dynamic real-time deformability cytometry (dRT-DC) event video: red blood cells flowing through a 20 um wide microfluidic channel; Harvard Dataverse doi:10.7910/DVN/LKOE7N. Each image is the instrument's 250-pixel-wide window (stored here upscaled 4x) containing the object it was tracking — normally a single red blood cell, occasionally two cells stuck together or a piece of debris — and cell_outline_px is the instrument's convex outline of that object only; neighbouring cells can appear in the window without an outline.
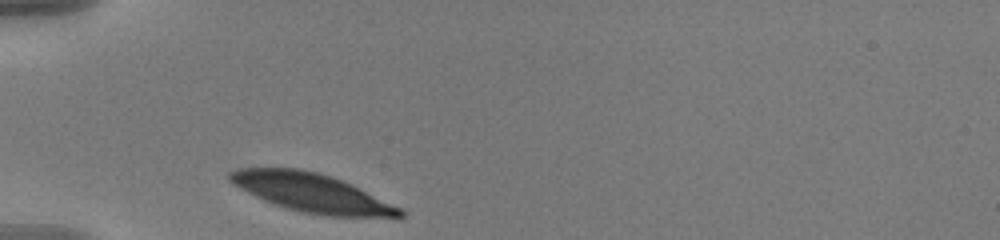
{"species": "human", "species_latin": "Homo sapiens", "temperature_condition": "warm", "stored_images_in_passage": 32, "camera_frame_rate_fps": 3000, "um_per_image_px": 0.085, "donor": {"sex": "male"}, "frame": {"image": 1, "passage_image": 1, "time_ms": 0.0, "image_size_px": [1000, 240], "cell_outline_px": [[404, 216], [400, 220], [396, 220], [328, 216], [304, 212], [288, 208], [264, 200], [232, 184], [228, 180], [228, 172], [240, 168], [300, 168], [332, 176], [352, 184], [400, 208], [404, 212]], "centroid_in_image_um": [26.61, 16.42], "position_along_channel_um": 58.4, "area_um2": 38.78}}
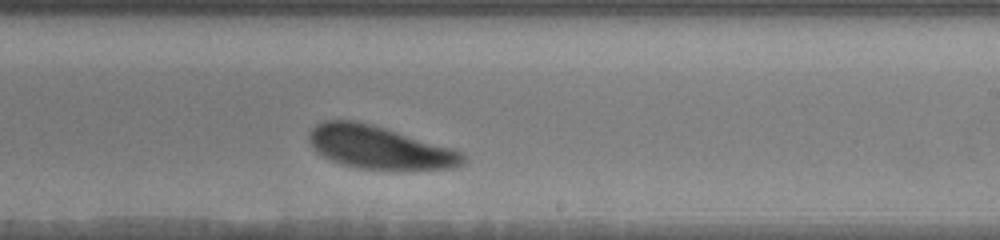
{"frame": {"image": 2, "passage_image": 19, "time_ms": 6.0, "image_size_px": [1000, 240], "cell_outline_px": [[464, 164], [456, 168], [356, 168], [340, 164], [316, 152], [308, 136], [312, 128], [316, 124], [324, 120], [352, 120], [384, 128], [452, 148], [460, 152], [464, 156]], "centroid_in_image_um": [32.2, 12.52], "position_along_channel_um": 256.8, "area_um2": 37.51}}
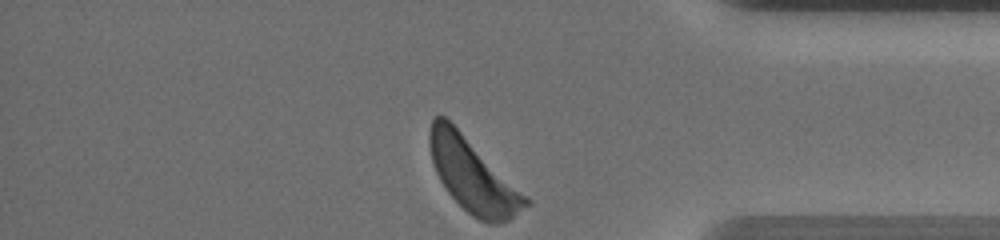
{"frame": {"image": 3, "passage_image": 32, "time_ms": 10.333, "image_size_px": [1000, 240], "cell_outline_px": [[532, 204], [508, 220], [500, 224], [488, 224], [472, 216], [448, 192], [440, 180], [436, 172], [432, 160], [428, 140], [428, 132], [432, 120], [436, 116], [444, 116], [532, 200]], "centroid_in_image_um": [40.22, 14.95], "position_along_channel_um": 395.0, "area_um2": 40.58}, "authors_computed_cell_mechanics": {"area_um2": 39.6219, "velocity_mm_per_s": 3.5175, "shape_relaxation_time_tau1_ms": 1.7346, "shape_relaxation_time_tau2_ms": null, "deformation_change_tau1": 0.121, "deformation_change_tau2": null}}